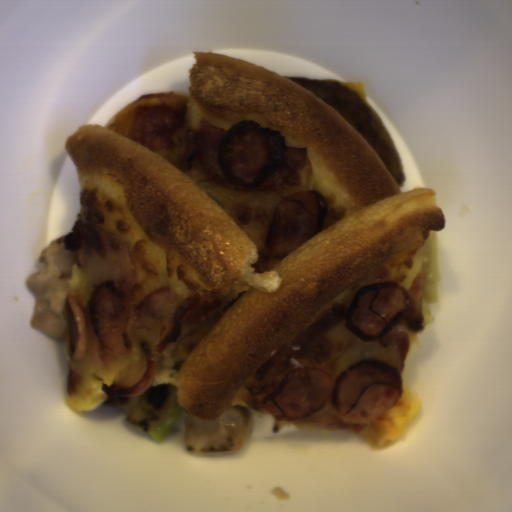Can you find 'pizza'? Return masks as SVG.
I'll use <instances>...</instances> for the list:
<instances>
[{
  "mask_svg": "<svg viewBox=\"0 0 512 512\" xmlns=\"http://www.w3.org/2000/svg\"><path fill=\"white\" fill-rule=\"evenodd\" d=\"M193 53L189 93L144 94L63 143L78 179L77 214L64 237L66 251L78 254L69 293L85 309L108 279H118L136 306L154 290L175 291L152 326L136 315L131 355L108 354L88 324L86 355L72 361L66 331V404L133 409L141 397L109 398L104 385L135 387L148 360L152 388L177 384V402L204 421L231 406L270 413L261 402L304 366H329L337 380L375 359L401 375L411 344L404 317L373 342L344 324L364 285H401L430 232L444 230L436 189L401 191L352 123L292 80L241 58ZM202 118L223 128L257 121L287 145H308L302 182L264 190L211 182L198 158ZM306 189L324 193L326 224L292 254L273 258L265 244L275 208ZM204 289V301L222 305L159 354L161 327Z\"/></svg>",
  "mask_w": 512,
  "mask_h": 512,
  "instance_id": "obj_1",
  "label": "pizza"
},
{
  "mask_svg": "<svg viewBox=\"0 0 512 512\" xmlns=\"http://www.w3.org/2000/svg\"><path fill=\"white\" fill-rule=\"evenodd\" d=\"M422 410L420 395L407 385L403 386L400 399L372 422L344 423L335 415L331 397L311 417L293 421L297 429L351 431L370 447L384 451L405 434Z\"/></svg>",
  "mask_w": 512,
  "mask_h": 512,
  "instance_id": "obj_2",
  "label": "pizza"
},
{
  "mask_svg": "<svg viewBox=\"0 0 512 512\" xmlns=\"http://www.w3.org/2000/svg\"><path fill=\"white\" fill-rule=\"evenodd\" d=\"M290 419H276L274 417L272 425V433L284 429Z\"/></svg>",
  "mask_w": 512,
  "mask_h": 512,
  "instance_id": "obj_3",
  "label": "pizza"
}]
</instances>
